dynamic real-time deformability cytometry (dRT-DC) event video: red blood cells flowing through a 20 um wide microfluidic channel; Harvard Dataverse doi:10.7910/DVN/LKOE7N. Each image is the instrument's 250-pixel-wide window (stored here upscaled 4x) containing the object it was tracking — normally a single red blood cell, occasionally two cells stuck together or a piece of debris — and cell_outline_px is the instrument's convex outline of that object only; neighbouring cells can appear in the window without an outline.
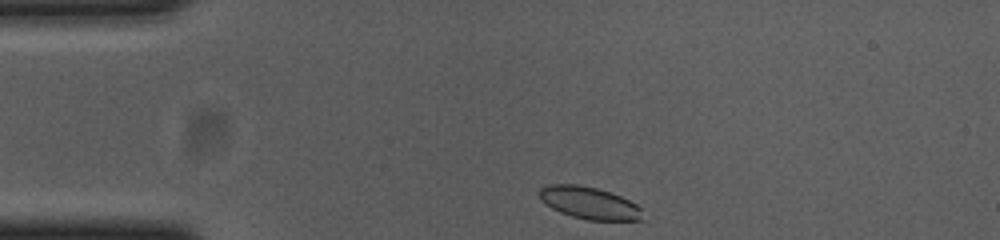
{"species": "common noctule bat (a hibernating species)", "species_latin": "Nyctalus noctula", "temperature_condition": "cold", "stored_images_in_passage": 36, "camera_frame_rate_fps": 3000, "um_per_image_px": 0.085, "animal": {"sex": "female", "body_mass_g": 23.0, "forearm_length_mm": 53.4}, "frame": {"image": 1, "passage_image": 1, "time_ms": 0.0, "image_size_px": [1000, 240], "cell_outline_px": [[640, 220], [588, 220], [572, 216], [560, 212], [552, 208], [540, 196], [540, 188], [548, 184], [576, 184], [596, 188], [620, 196], [636, 204], [640, 208]], "centroid_in_image_um": [50.06, 17.24], "position_along_channel_um": 34.9, "area_um2": 18.84}}
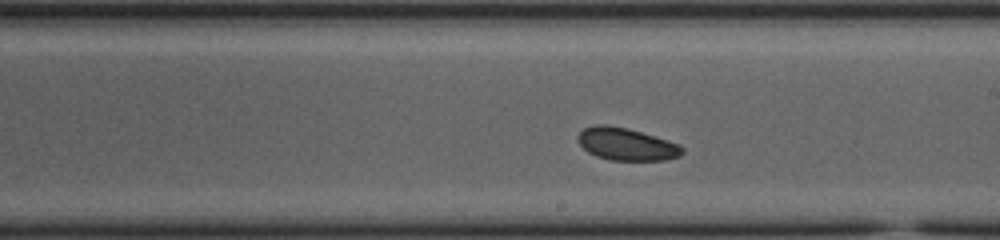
{"frame": {"image": 2, "passage_image": 21, "time_ms": 6.667, "image_size_px": [1000, 240], "cell_outline_px": [[684, 152], [680, 156], [664, 160], [612, 160], [596, 156], [588, 152], [580, 144], [580, 132], [584, 128], [596, 124], [608, 124], [628, 128], [680, 144], [684, 148]], "centroid_in_image_um": [53.28, 12.25], "position_along_channel_um": 235.7, "area_um2": 19.59}}
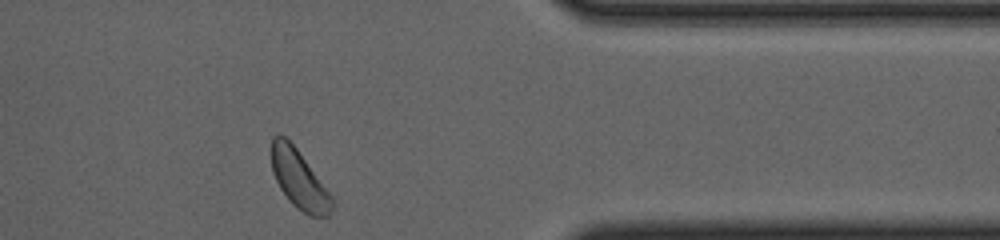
{"frame": {"image": 3, "passage_image": 35, "time_ms": 11.333, "image_size_px": [1000, 240], "cell_outline_px": [[332, 212], [328, 216], [308, 216], [292, 204], [280, 188], [272, 172], [272, 136], [284, 136], [296, 148], [332, 196]], "centroid_in_image_um": [25.42, 15.28], "position_along_channel_um": 386.0, "area_um2": 20.23}, "authors_computed_cell_mechanics": {"area_um2": 20.0855, "velocity_mm_per_s": 3.6136, "shape_relaxation_time_tau1_ms": 2.3397, "shape_relaxation_time_tau2_ms": 7.5106, "deformation_change_tau1": 0.0249, "deformation_change_tau2": 0.1282}}